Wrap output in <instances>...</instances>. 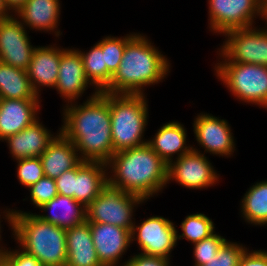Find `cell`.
<instances>
[{
	"instance_id": "6da1fadb",
	"label": "cell",
	"mask_w": 267,
	"mask_h": 266,
	"mask_svg": "<svg viewBox=\"0 0 267 266\" xmlns=\"http://www.w3.org/2000/svg\"><path fill=\"white\" fill-rule=\"evenodd\" d=\"M86 98L63 106L60 132L74 143L82 161L107 163L115 153L109 93L93 90Z\"/></svg>"
},
{
	"instance_id": "7a4b0ae2",
	"label": "cell",
	"mask_w": 267,
	"mask_h": 266,
	"mask_svg": "<svg viewBox=\"0 0 267 266\" xmlns=\"http://www.w3.org/2000/svg\"><path fill=\"white\" fill-rule=\"evenodd\" d=\"M168 164L146 143L114 153L107 162L108 182L145 202L167 187Z\"/></svg>"
},
{
	"instance_id": "3957f363",
	"label": "cell",
	"mask_w": 267,
	"mask_h": 266,
	"mask_svg": "<svg viewBox=\"0 0 267 266\" xmlns=\"http://www.w3.org/2000/svg\"><path fill=\"white\" fill-rule=\"evenodd\" d=\"M170 62L146 34L138 32L127 42L119 68L103 92L146 95L145 87L167 78Z\"/></svg>"
},
{
	"instance_id": "277c9868",
	"label": "cell",
	"mask_w": 267,
	"mask_h": 266,
	"mask_svg": "<svg viewBox=\"0 0 267 266\" xmlns=\"http://www.w3.org/2000/svg\"><path fill=\"white\" fill-rule=\"evenodd\" d=\"M13 239L43 266H66V230L35 213L14 209Z\"/></svg>"
},
{
	"instance_id": "5b68a950",
	"label": "cell",
	"mask_w": 267,
	"mask_h": 266,
	"mask_svg": "<svg viewBox=\"0 0 267 266\" xmlns=\"http://www.w3.org/2000/svg\"><path fill=\"white\" fill-rule=\"evenodd\" d=\"M111 135L114 152L136 148L147 143L149 105L144 94L109 93Z\"/></svg>"
},
{
	"instance_id": "8992f818",
	"label": "cell",
	"mask_w": 267,
	"mask_h": 266,
	"mask_svg": "<svg viewBox=\"0 0 267 266\" xmlns=\"http://www.w3.org/2000/svg\"><path fill=\"white\" fill-rule=\"evenodd\" d=\"M216 78L229 90L235 100L267 109V66L217 61Z\"/></svg>"
},
{
	"instance_id": "52a82bcc",
	"label": "cell",
	"mask_w": 267,
	"mask_h": 266,
	"mask_svg": "<svg viewBox=\"0 0 267 266\" xmlns=\"http://www.w3.org/2000/svg\"><path fill=\"white\" fill-rule=\"evenodd\" d=\"M143 203L145 201L140 196L124 192L107 182L98 197L86 207V221L132 230L136 220L133 216Z\"/></svg>"
},
{
	"instance_id": "ba28073f",
	"label": "cell",
	"mask_w": 267,
	"mask_h": 266,
	"mask_svg": "<svg viewBox=\"0 0 267 266\" xmlns=\"http://www.w3.org/2000/svg\"><path fill=\"white\" fill-rule=\"evenodd\" d=\"M221 36L225 39L216 51L218 61L267 66V24L232 29Z\"/></svg>"
},
{
	"instance_id": "9c48e42d",
	"label": "cell",
	"mask_w": 267,
	"mask_h": 266,
	"mask_svg": "<svg viewBox=\"0 0 267 266\" xmlns=\"http://www.w3.org/2000/svg\"><path fill=\"white\" fill-rule=\"evenodd\" d=\"M139 246L141 254L171 259L177 246V226L163 216L153 215L141 223L134 222L131 230V243Z\"/></svg>"
},
{
	"instance_id": "30bf717a",
	"label": "cell",
	"mask_w": 267,
	"mask_h": 266,
	"mask_svg": "<svg viewBox=\"0 0 267 266\" xmlns=\"http://www.w3.org/2000/svg\"><path fill=\"white\" fill-rule=\"evenodd\" d=\"M207 3V27L214 35L251 27L256 19L262 20V0H208Z\"/></svg>"
},
{
	"instance_id": "8fae6325",
	"label": "cell",
	"mask_w": 267,
	"mask_h": 266,
	"mask_svg": "<svg viewBox=\"0 0 267 266\" xmlns=\"http://www.w3.org/2000/svg\"><path fill=\"white\" fill-rule=\"evenodd\" d=\"M220 174L205 154L191 150L168 164L167 183L175 181L183 188L205 190L220 181Z\"/></svg>"
},
{
	"instance_id": "7c38bea8",
	"label": "cell",
	"mask_w": 267,
	"mask_h": 266,
	"mask_svg": "<svg viewBox=\"0 0 267 266\" xmlns=\"http://www.w3.org/2000/svg\"><path fill=\"white\" fill-rule=\"evenodd\" d=\"M213 114L200 112L195 116L193 121L194 139L197 141L200 149L197 146H192L193 150L203 154L210 153L213 156H221L223 158L232 157L236 151L235 137L232 133L231 126L226 119H219Z\"/></svg>"
},
{
	"instance_id": "4fadbf2b",
	"label": "cell",
	"mask_w": 267,
	"mask_h": 266,
	"mask_svg": "<svg viewBox=\"0 0 267 266\" xmlns=\"http://www.w3.org/2000/svg\"><path fill=\"white\" fill-rule=\"evenodd\" d=\"M25 26L11 15L0 21V61L13 67L27 70L34 53Z\"/></svg>"
},
{
	"instance_id": "5bb4252c",
	"label": "cell",
	"mask_w": 267,
	"mask_h": 266,
	"mask_svg": "<svg viewBox=\"0 0 267 266\" xmlns=\"http://www.w3.org/2000/svg\"><path fill=\"white\" fill-rule=\"evenodd\" d=\"M89 226L101 264L103 266H125V262L120 263V261L132 245L131 230L106 223H89Z\"/></svg>"
},
{
	"instance_id": "9a60e30c",
	"label": "cell",
	"mask_w": 267,
	"mask_h": 266,
	"mask_svg": "<svg viewBox=\"0 0 267 266\" xmlns=\"http://www.w3.org/2000/svg\"><path fill=\"white\" fill-rule=\"evenodd\" d=\"M91 83L85 76L83 61L77 49L63 48L54 89L66 104L76 102L84 96Z\"/></svg>"
},
{
	"instance_id": "2e32d148",
	"label": "cell",
	"mask_w": 267,
	"mask_h": 266,
	"mask_svg": "<svg viewBox=\"0 0 267 266\" xmlns=\"http://www.w3.org/2000/svg\"><path fill=\"white\" fill-rule=\"evenodd\" d=\"M62 54L63 46H57V44L35 47L32 61L26 71L37 96L41 97V90L44 87L54 89Z\"/></svg>"
},
{
	"instance_id": "e0dca14e",
	"label": "cell",
	"mask_w": 267,
	"mask_h": 266,
	"mask_svg": "<svg viewBox=\"0 0 267 266\" xmlns=\"http://www.w3.org/2000/svg\"><path fill=\"white\" fill-rule=\"evenodd\" d=\"M41 102V99H0V141L40 118Z\"/></svg>"
},
{
	"instance_id": "ac0fdd59",
	"label": "cell",
	"mask_w": 267,
	"mask_h": 266,
	"mask_svg": "<svg viewBox=\"0 0 267 266\" xmlns=\"http://www.w3.org/2000/svg\"><path fill=\"white\" fill-rule=\"evenodd\" d=\"M60 0H27L15 17L29 30L54 34L60 38Z\"/></svg>"
},
{
	"instance_id": "d6986e66",
	"label": "cell",
	"mask_w": 267,
	"mask_h": 266,
	"mask_svg": "<svg viewBox=\"0 0 267 266\" xmlns=\"http://www.w3.org/2000/svg\"><path fill=\"white\" fill-rule=\"evenodd\" d=\"M52 132L38 118L28 127L1 142L7 143V148H9V153L14 161L30 157H40L48 145L60 133V128L57 130V133L55 132L54 134Z\"/></svg>"
},
{
	"instance_id": "ffe728a7",
	"label": "cell",
	"mask_w": 267,
	"mask_h": 266,
	"mask_svg": "<svg viewBox=\"0 0 267 266\" xmlns=\"http://www.w3.org/2000/svg\"><path fill=\"white\" fill-rule=\"evenodd\" d=\"M187 136L185 126L174 120L160 126L154 136L148 138L147 144L163 161L169 164L173 159L180 158L193 149V145L187 144L189 142Z\"/></svg>"
},
{
	"instance_id": "44dd1931",
	"label": "cell",
	"mask_w": 267,
	"mask_h": 266,
	"mask_svg": "<svg viewBox=\"0 0 267 266\" xmlns=\"http://www.w3.org/2000/svg\"><path fill=\"white\" fill-rule=\"evenodd\" d=\"M39 158L42 162L44 175L51 179H56L64 172L72 170L82 161L74 143L61 132Z\"/></svg>"
},
{
	"instance_id": "7402d4cb",
	"label": "cell",
	"mask_w": 267,
	"mask_h": 266,
	"mask_svg": "<svg viewBox=\"0 0 267 266\" xmlns=\"http://www.w3.org/2000/svg\"><path fill=\"white\" fill-rule=\"evenodd\" d=\"M40 210L42 214L36 213L38 217L65 230L86 221V207L74 198L61 194L41 206Z\"/></svg>"
},
{
	"instance_id": "603a6c76",
	"label": "cell",
	"mask_w": 267,
	"mask_h": 266,
	"mask_svg": "<svg viewBox=\"0 0 267 266\" xmlns=\"http://www.w3.org/2000/svg\"><path fill=\"white\" fill-rule=\"evenodd\" d=\"M107 182V163L81 161L76 166L75 200L87 207Z\"/></svg>"
},
{
	"instance_id": "cb8c5ba5",
	"label": "cell",
	"mask_w": 267,
	"mask_h": 266,
	"mask_svg": "<svg viewBox=\"0 0 267 266\" xmlns=\"http://www.w3.org/2000/svg\"><path fill=\"white\" fill-rule=\"evenodd\" d=\"M66 266H103L98 259L89 223L66 230Z\"/></svg>"
},
{
	"instance_id": "d4e9b609",
	"label": "cell",
	"mask_w": 267,
	"mask_h": 266,
	"mask_svg": "<svg viewBox=\"0 0 267 266\" xmlns=\"http://www.w3.org/2000/svg\"><path fill=\"white\" fill-rule=\"evenodd\" d=\"M240 217L246 224L267 226V179L254 182L240 201Z\"/></svg>"
},
{
	"instance_id": "484cf974",
	"label": "cell",
	"mask_w": 267,
	"mask_h": 266,
	"mask_svg": "<svg viewBox=\"0 0 267 266\" xmlns=\"http://www.w3.org/2000/svg\"><path fill=\"white\" fill-rule=\"evenodd\" d=\"M0 99H41L33 91L27 71L0 61Z\"/></svg>"
},
{
	"instance_id": "4316f807",
	"label": "cell",
	"mask_w": 267,
	"mask_h": 266,
	"mask_svg": "<svg viewBox=\"0 0 267 266\" xmlns=\"http://www.w3.org/2000/svg\"><path fill=\"white\" fill-rule=\"evenodd\" d=\"M76 49L81 55L85 76L92 88L98 92H103L109 86L113 75L107 70L101 46L96 42L90 50Z\"/></svg>"
},
{
	"instance_id": "83f0119b",
	"label": "cell",
	"mask_w": 267,
	"mask_h": 266,
	"mask_svg": "<svg viewBox=\"0 0 267 266\" xmlns=\"http://www.w3.org/2000/svg\"><path fill=\"white\" fill-rule=\"evenodd\" d=\"M180 230L182 231L181 234L177 229V242L185 239L191 245L208 238L216 232L212 219L200 212L185 216V219L180 224Z\"/></svg>"
},
{
	"instance_id": "f1b7e54d",
	"label": "cell",
	"mask_w": 267,
	"mask_h": 266,
	"mask_svg": "<svg viewBox=\"0 0 267 266\" xmlns=\"http://www.w3.org/2000/svg\"><path fill=\"white\" fill-rule=\"evenodd\" d=\"M132 32L125 36H112L111 34L102 38L97 43L104 52L107 70L114 75L118 70L127 42L136 34Z\"/></svg>"
},
{
	"instance_id": "f546056e",
	"label": "cell",
	"mask_w": 267,
	"mask_h": 266,
	"mask_svg": "<svg viewBox=\"0 0 267 266\" xmlns=\"http://www.w3.org/2000/svg\"><path fill=\"white\" fill-rule=\"evenodd\" d=\"M227 241V239L215 232L208 238H205L199 242L193 243V266H202L207 261L215 258L219 249Z\"/></svg>"
},
{
	"instance_id": "4dcf8cb0",
	"label": "cell",
	"mask_w": 267,
	"mask_h": 266,
	"mask_svg": "<svg viewBox=\"0 0 267 266\" xmlns=\"http://www.w3.org/2000/svg\"><path fill=\"white\" fill-rule=\"evenodd\" d=\"M15 162L17 163V173L15 174H17L16 176L19 184L27 189L45 176L42 162L39 157L19 159Z\"/></svg>"
},
{
	"instance_id": "1f68e13d",
	"label": "cell",
	"mask_w": 267,
	"mask_h": 266,
	"mask_svg": "<svg viewBox=\"0 0 267 266\" xmlns=\"http://www.w3.org/2000/svg\"><path fill=\"white\" fill-rule=\"evenodd\" d=\"M246 246L242 243L233 242L227 240L219 249L215 258L207 261L202 266H238L239 260L243 252L246 250Z\"/></svg>"
},
{
	"instance_id": "d6a6232c",
	"label": "cell",
	"mask_w": 267,
	"mask_h": 266,
	"mask_svg": "<svg viewBox=\"0 0 267 266\" xmlns=\"http://www.w3.org/2000/svg\"><path fill=\"white\" fill-rule=\"evenodd\" d=\"M31 204L40 208L58 195L55 179L42 177L38 182L28 188Z\"/></svg>"
},
{
	"instance_id": "836d02e7",
	"label": "cell",
	"mask_w": 267,
	"mask_h": 266,
	"mask_svg": "<svg viewBox=\"0 0 267 266\" xmlns=\"http://www.w3.org/2000/svg\"><path fill=\"white\" fill-rule=\"evenodd\" d=\"M17 247V249H11L10 247L4 255L2 261L7 266H43L36 257L27 253L19 246Z\"/></svg>"
},
{
	"instance_id": "e575fe53",
	"label": "cell",
	"mask_w": 267,
	"mask_h": 266,
	"mask_svg": "<svg viewBox=\"0 0 267 266\" xmlns=\"http://www.w3.org/2000/svg\"><path fill=\"white\" fill-rule=\"evenodd\" d=\"M76 167L55 179L58 194L75 199Z\"/></svg>"
},
{
	"instance_id": "d590c367",
	"label": "cell",
	"mask_w": 267,
	"mask_h": 266,
	"mask_svg": "<svg viewBox=\"0 0 267 266\" xmlns=\"http://www.w3.org/2000/svg\"><path fill=\"white\" fill-rule=\"evenodd\" d=\"M125 266H171V260L137 253L125 261Z\"/></svg>"
},
{
	"instance_id": "8d00e7d4",
	"label": "cell",
	"mask_w": 267,
	"mask_h": 266,
	"mask_svg": "<svg viewBox=\"0 0 267 266\" xmlns=\"http://www.w3.org/2000/svg\"><path fill=\"white\" fill-rule=\"evenodd\" d=\"M238 266H267V251L249 250L247 247L240 257Z\"/></svg>"
},
{
	"instance_id": "74e56055",
	"label": "cell",
	"mask_w": 267,
	"mask_h": 266,
	"mask_svg": "<svg viewBox=\"0 0 267 266\" xmlns=\"http://www.w3.org/2000/svg\"><path fill=\"white\" fill-rule=\"evenodd\" d=\"M1 216H2V218L5 220V222H7V224H8V227L10 228V230L12 231V236L11 237H13V221H14V209L12 208H5L4 210H3V212H2V210H1V212H0V261H2V259H3V257H4V255L6 254V252H7V250H8V248L5 246H3V245H5V244H1V242H2V236H1V234H2V226L3 225H1V222H3V220H2V218H1ZM2 220V221H1Z\"/></svg>"
},
{
	"instance_id": "f35d334b",
	"label": "cell",
	"mask_w": 267,
	"mask_h": 266,
	"mask_svg": "<svg viewBox=\"0 0 267 266\" xmlns=\"http://www.w3.org/2000/svg\"><path fill=\"white\" fill-rule=\"evenodd\" d=\"M27 0H3V4L10 15H15Z\"/></svg>"
},
{
	"instance_id": "ab89813d",
	"label": "cell",
	"mask_w": 267,
	"mask_h": 266,
	"mask_svg": "<svg viewBox=\"0 0 267 266\" xmlns=\"http://www.w3.org/2000/svg\"><path fill=\"white\" fill-rule=\"evenodd\" d=\"M11 15L9 14V12L6 10L4 4H3V0H0V21L1 20H5L7 18H9Z\"/></svg>"
},
{
	"instance_id": "60d3db41",
	"label": "cell",
	"mask_w": 267,
	"mask_h": 266,
	"mask_svg": "<svg viewBox=\"0 0 267 266\" xmlns=\"http://www.w3.org/2000/svg\"><path fill=\"white\" fill-rule=\"evenodd\" d=\"M262 21L267 24V0H262Z\"/></svg>"
},
{
	"instance_id": "b9f144b4",
	"label": "cell",
	"mask_w": 267,
	"mask_h": 266,
	"mask_svg": "<svg viewBox=\"0 0 267 266\" xmlns=\"http://www.w3.org/2000/svg\"><path fill=\"white\" fill-rule=\"evenodd\" d=\"M0 266H7L3 261H0Z\"/></svg>"
}]
</instances>
